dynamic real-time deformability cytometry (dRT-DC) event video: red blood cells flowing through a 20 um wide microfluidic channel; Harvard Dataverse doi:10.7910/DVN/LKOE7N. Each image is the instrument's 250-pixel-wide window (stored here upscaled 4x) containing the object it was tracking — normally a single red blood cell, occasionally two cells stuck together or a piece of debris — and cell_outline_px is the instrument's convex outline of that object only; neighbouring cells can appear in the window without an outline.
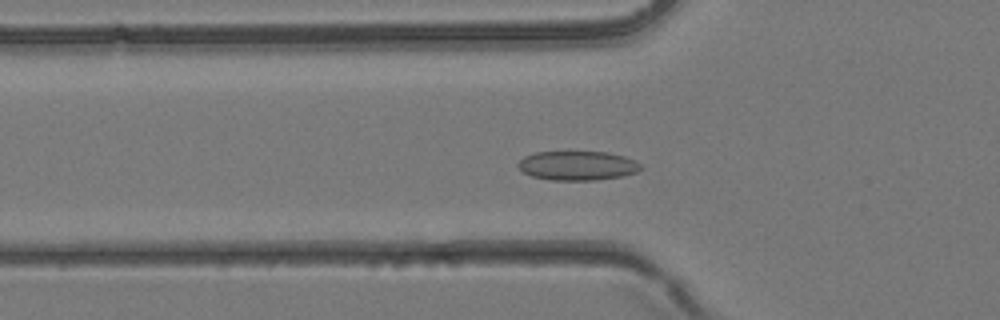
{"species": "common noctule bat (a hibernating species)", "species_latin": "Nyctalus noctula", "temperature_condition": "room temperature", "stored_images_in_passage": 40, "camera_frame_rate_fps": 3000, "um_per_image_px": 0.085, "animal": {"sex": "female", "body_mass_g": 24.6, "forearm_length_mm": 56.2}, "frame": {"image": 1, "passage_image": 14, "time_ms": 4.333, "image_size_px": [1000, 320], "cell_outline_px": [[644, 168], [636, 172], [624, 176], [592, 180], [552, 180], [532, 176], [524, 172], [516, 164], [524, 156], [536, 152], [608, 152], [624, 156], [636, 160]], "centroid_in_image_um": [49.12, 14.07], "position_along_channel_um": 76.7, "area_um2": 20.92}}
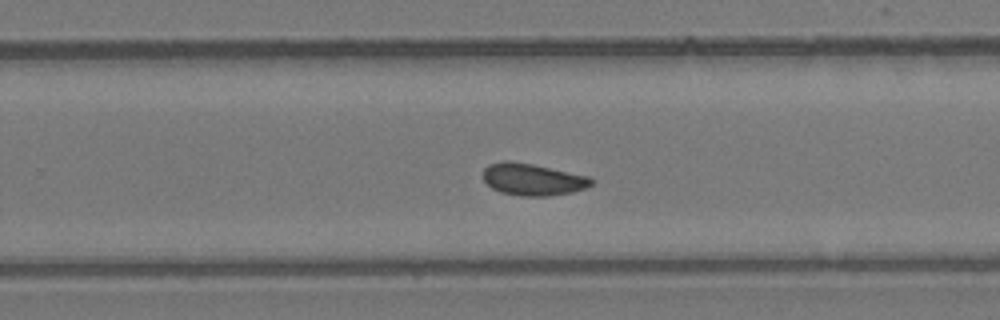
{"frame": {"image": 2, "passage_image": 26, "time_ms": 8.333, "image_size_px": [1000, 320], "cell_outline_px": [[592, 184], [584, 188], [572, 192], [548, 196], [520, 196], [500, 192], [492, 188], [484, 180], [484, 168], [488, 164], [504, 160], [508, 160], [532, 164], [588, 176], [592, 180]], "centroid_in_image_um": [45.24, 15.25], "position_along_channel_um": 284.6, "area_um2": 20.0}}
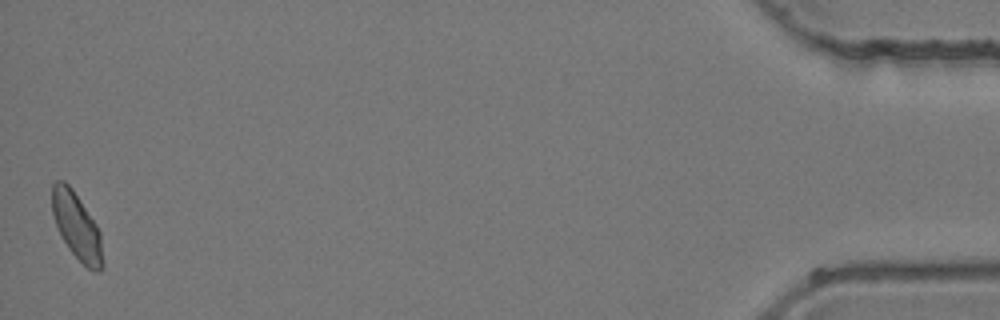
{"frame": {"image": 3, "passage_image": 40, "time_ms": 13.0, "image_size_px": [1000, 320], "cell_outline_px": [[104, 268], [100, 272], [96, 272], [88, 268], [68, 248], [56, 224], [52, 212], [52, 184], [56, 180], [64, 180], [72, 188], [96, 224], [100, 232], [104, 264]], "centroid_in_image_um": [6.54, 19.24], "position_along_channel_um": 428.7, "area_um2": 19.54}}